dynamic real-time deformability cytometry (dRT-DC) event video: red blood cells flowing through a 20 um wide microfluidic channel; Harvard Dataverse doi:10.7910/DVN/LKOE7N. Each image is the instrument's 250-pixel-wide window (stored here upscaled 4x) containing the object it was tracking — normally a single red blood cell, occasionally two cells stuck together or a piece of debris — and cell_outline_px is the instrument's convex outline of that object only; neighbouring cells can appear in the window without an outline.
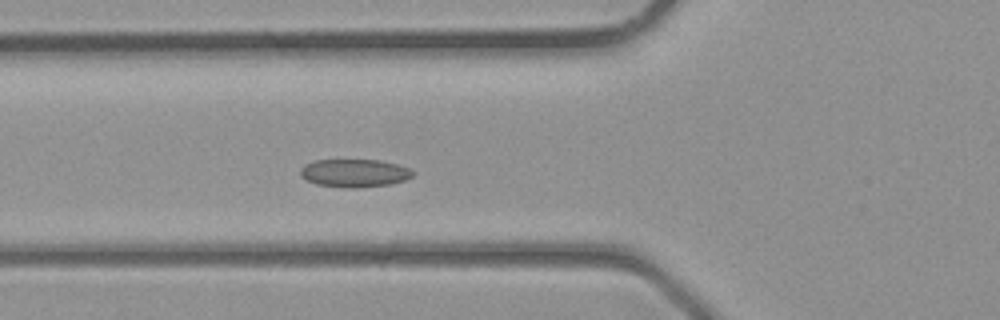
{"species": "common noctule bat (a hibernating species)", "species_latin": "Nyctalus noctula", "temperature_condition": "room temperature", "stored_images_in_passage": 37, "camera_frame_rate_fps": 3000, "um_per_image_px": 0.085, "animal": {"sex": "male", "body_mass_g": 23.1, "forearm_length_mm": 52.7}, "frame": {"image": 1, "passage_image": 12, "time_ms": 3.667, "image_size_px": [1000, 320], "cell_outline_px": [[416, 172], [412, 176], [404, 180], [388, 184], [356, 188], [344, 188], [316, 184], [300, 176], [300, 168], [304, 164], [316, 160], [380, 160], [396, 164], [408, 168]], "centroid_in_image_um": [30.1, 14.71], "position_along_channel_um": 95.7, "area_um2": 18.32}}
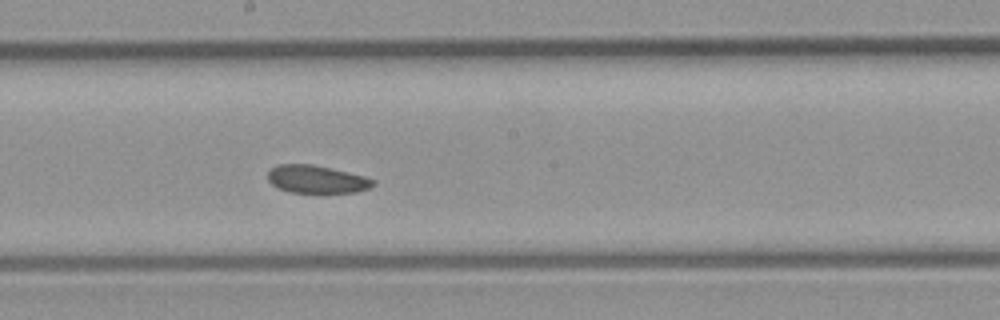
{"frame": {"image": 2, "passage_image": 19, "time_ms": 6.0, "image_size_px": [1000, 320], "cell_outline_px": [[376, 184], [368, 188], [356, 192], [288, 192], [276, 188], [268, 180], [268, 172], [272, 168], [280, 164], [312, 164], [364, 176], [376, 180]], "centroid_in_image_um": [26.9, 15.24], "position_along_channel_um": 221.3, "area_um2": 16.94}}
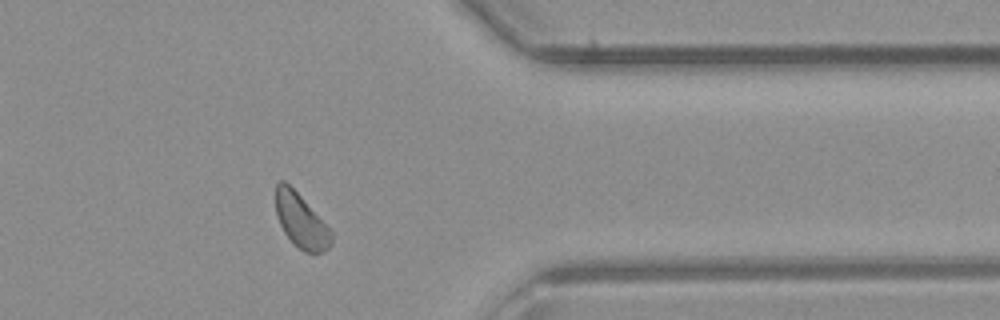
{"frame": {"image": 3, "passage_image": 29, "time_ms": 9.333, "image_size_px": [1000, 320], "cell_outline_px": [[332, 244], [324, 252], [304, 252], [284, 232], [276, 216], [276, 184], [280, 180], [284, 180], [300, 196], [332, 232]], "centroid_in_image_um": [25.57, 18.77], "position_along_channel_um": 385.8, "area_um2": 16.99}}